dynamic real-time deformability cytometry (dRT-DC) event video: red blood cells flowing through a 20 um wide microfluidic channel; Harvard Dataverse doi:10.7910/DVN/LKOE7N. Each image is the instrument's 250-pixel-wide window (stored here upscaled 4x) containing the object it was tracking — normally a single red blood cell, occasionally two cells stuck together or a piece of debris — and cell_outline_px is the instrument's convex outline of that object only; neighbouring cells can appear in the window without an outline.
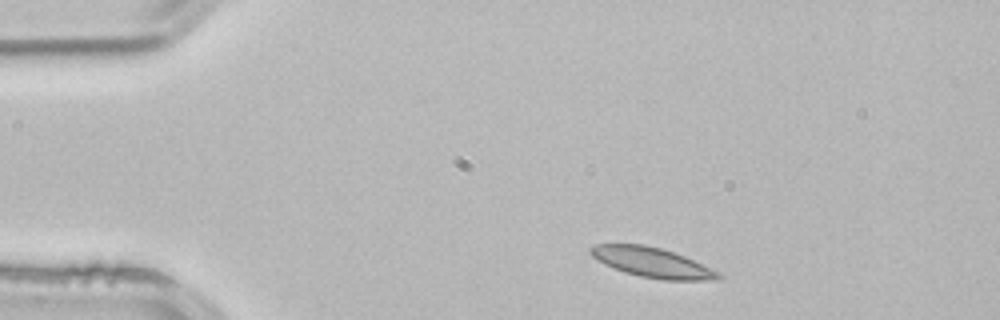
{"species": "common noctule bat (a hibernating species)", "species_latin": "Nyctalus noctula", "temperature_condition": "room temperature", "stored_images_in_passage": 2, "camera_frame_rate_fps": 3000, "um_per_image_px": 0.085, "animal": {"sex": "male", "body_mass_g": 21.5, "forearm_length_mm": 52.0}, "frame": {"image": 1, "passage_image": 1, "time_ms": 0.0, "image_size_px": [1000, 320], "cell_outline_px": [[724, 276], [720, 280], [664, 280], [640, 276], [624, 272], [604, 264], [596, 260], [588, 252], [588, 248], [596, 244], [644, 244], [660, 248], [684, 256], [720, 272]], "centroid_in_image_um": [55.43, 22.31], "position_along_channel_um": 29.6, "area_um2": 22.31}}